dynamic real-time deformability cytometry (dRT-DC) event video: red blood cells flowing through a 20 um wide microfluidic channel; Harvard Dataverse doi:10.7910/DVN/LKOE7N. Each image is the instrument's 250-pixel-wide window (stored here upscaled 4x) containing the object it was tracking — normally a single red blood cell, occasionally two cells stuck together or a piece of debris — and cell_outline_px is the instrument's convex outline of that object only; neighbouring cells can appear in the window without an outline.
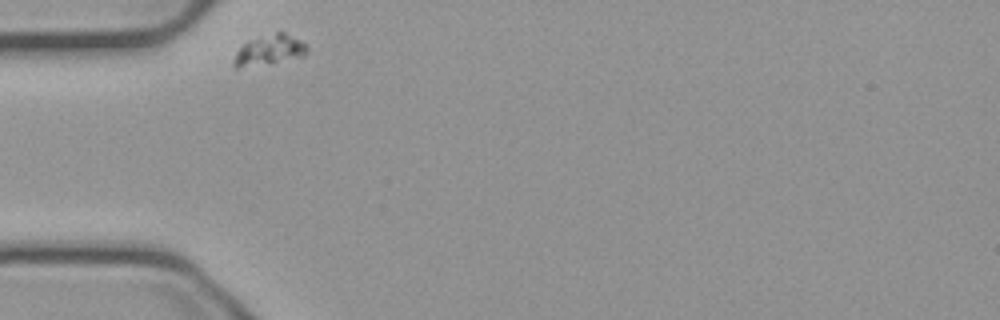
{"species": "common noctule bat (a hibernating species)", "species_latin": "Nyctalus noctula", "temperature_condition": "cold", "stored_images_in_passage": 32, "camera_frame_rate_fps": 3000, "um_per_image_px": 0.085, "animal": {"sex": "male", "body_mass_g": 23.1, "forearm_length_mm": 52.7}, "frame": {"image": 1, "passage_image": 1, "time_ms": 0.0, "image_size_px": [1000, 320], "cell_outline_px": [[308, 52], [304, 56], [236, 68], [232, 64], [236, 52], [244, 44], [252, 40], [276, 32], [284, 32], [308, 44]], "centroid_in_image_um": [22.94, 4.24], "position_along_channel_um": 62.1, "area_um2": 12.37}}
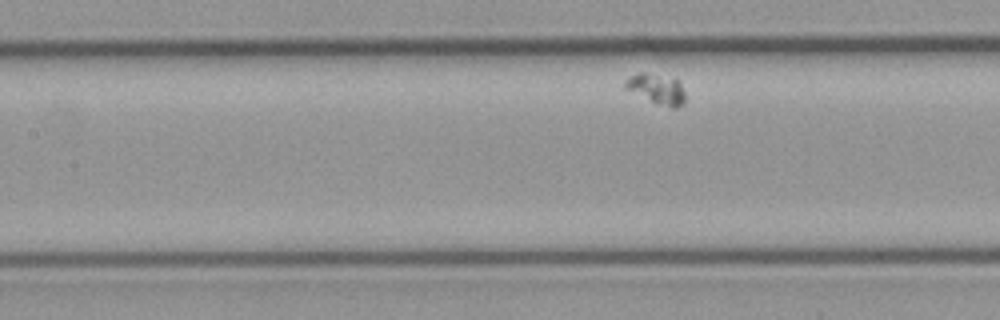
{"frame": {"image": 2, "passage_image": 10, "time_ms": 3.0, "image_size_px": [1000, 320], "cell_outline_px": [[684, 100], [676, 108], [672, 108], [656, 104], [624, 88], [624, 80], [636, 72], [644, 72], [676, 80], [680, 84], [684, 92]], "centroid_in_image_um": [55.75, 7.56], "position_along_channel_um": 151.7, "area_um2": 10.35}}
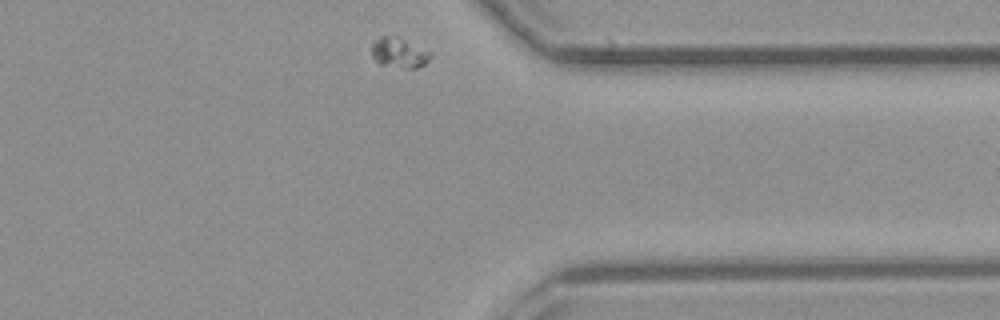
{"frame": {"image": 3, "passage_image": 32, "time_ms": 10.333, "image_size_px": [1000, 320], "cell_outline_px": [[432, 56], [424, 64], [416, 68], [408, 68], [380, 64], [372, 56], [372, 40], [380, 36], [396, 36], [432, 52]], "centroid_in_image_um": [33.91, 4.47], "position_along_channel_um": 377.5, "area_um2": 10.23}}